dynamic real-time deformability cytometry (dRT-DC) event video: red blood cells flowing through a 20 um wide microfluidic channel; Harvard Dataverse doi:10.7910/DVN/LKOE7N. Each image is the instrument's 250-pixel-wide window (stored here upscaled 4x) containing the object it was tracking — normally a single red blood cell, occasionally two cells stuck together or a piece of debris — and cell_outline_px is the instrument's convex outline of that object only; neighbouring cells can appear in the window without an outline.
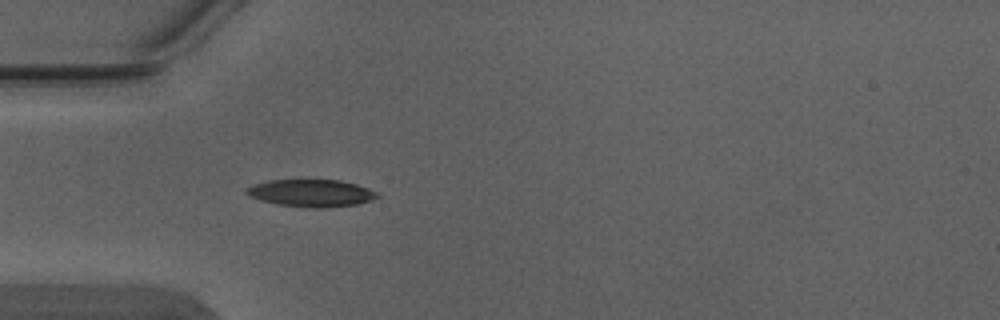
{"species": "Egyptian fruit bat (a non-hibernating species)", "species_latin": "Rousettus aegyptiacus", "temperature_condition": "warm", "stored_images_in_passage": 2, "camera_frame_rate_fps": 3000, "um_per_image_px": 0.085, "animal": {"sex": "male"}, "frame": {"image": 1, "passage_image": 2, "time_ms": 0.333, "image_size_px": [1000, 320], "cell_outline_px": [[380, 196], [372, 200], [356, 204], [320, 208], [312, 208], [276, 204], [260, 200], [248, 196], [244, 192], [244, 188], [252, 184], [268, 180], [340, 180], [356, 184], [368, 188], [376, 192]], "centroid_in_image_um": [26.39, 16.41], "position_along_channel_um": 58.6, "area_um2": 20.92}}